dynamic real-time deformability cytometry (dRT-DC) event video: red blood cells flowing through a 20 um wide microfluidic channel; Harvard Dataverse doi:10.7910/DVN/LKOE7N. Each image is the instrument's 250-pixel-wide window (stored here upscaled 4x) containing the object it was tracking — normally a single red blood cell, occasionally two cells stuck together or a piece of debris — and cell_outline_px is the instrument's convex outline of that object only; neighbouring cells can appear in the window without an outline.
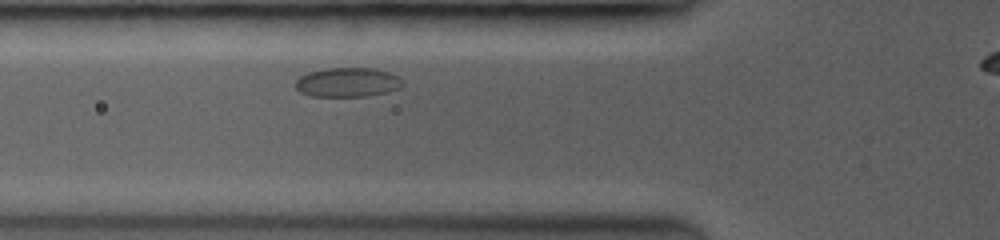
{"species": "common noctule bat (a hibernating species)", "species_latin": "Nyctalus noctula", "temperature_condition": "room temperature", "stored_images_in_passage": 26, "camera_frame_rate_fps": 3500, "um_per_image_px": 0.085, "animal": {"sex": "female", "body_mass_g": 19.0, "forearm_length_mm": 53.3}, "frame": {"image": 1, "passage_image": 3, "time_ms": 1.429, "image_size_px": [1000, 240], "cell_outline_px": [[404, 84], [400, 88], [384, 92], [364, 96], [312, 96], [300, 92], [296, 88], [296, 80], [300, 76], [308, 72], [324, 68], [376, 68], [388, 72], [396, 76]], "centroid_in_image_um": [29.51, 6.98], "position_along_channel_um": 96.3, "area_um2": 18.15}}
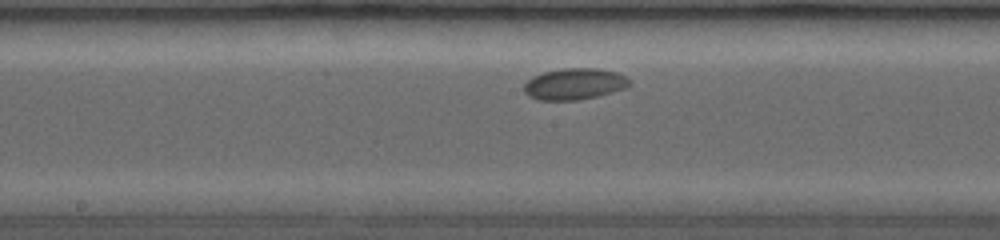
{"frame": {"image": 2, "passage_image": 14, "time_ms": 4.286, "image_size_px": [1000, 240], "cell_outline_px": [[632, 84], [624, 88], [596, 96], [576, 100], [540, 100], [524, 92], [524, 84], [532, 76], [544, 72], [564, 68], [596, 68], [616, 72], [632, 80]], "centroid_in_image_um": [48.84, 7.12], "position_along_channel_um": 199.4, "area_um2": 19.07}}
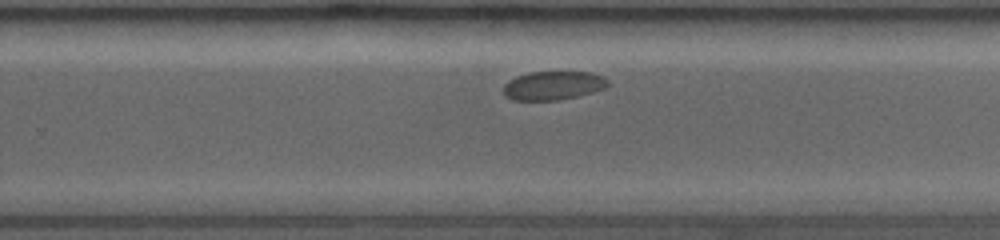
{"frame": {"image": 3, "passage_image": 23, "time_ms": 6.571, "image_size_px": [1000, 240], "cell_outline_px": [[608, 84], [604, 88], [592, 92], [576, 96], [556, 100], [512, 100], [504, 92], [504, 84], [508, 80], [516, 76], [528, 72], [588, 72], [600, 76], [608, 80]], "centroid_in_image_um": [46.98, 7.26], "position_along_channel_um": 282.8, "area_um2": 17.22}}